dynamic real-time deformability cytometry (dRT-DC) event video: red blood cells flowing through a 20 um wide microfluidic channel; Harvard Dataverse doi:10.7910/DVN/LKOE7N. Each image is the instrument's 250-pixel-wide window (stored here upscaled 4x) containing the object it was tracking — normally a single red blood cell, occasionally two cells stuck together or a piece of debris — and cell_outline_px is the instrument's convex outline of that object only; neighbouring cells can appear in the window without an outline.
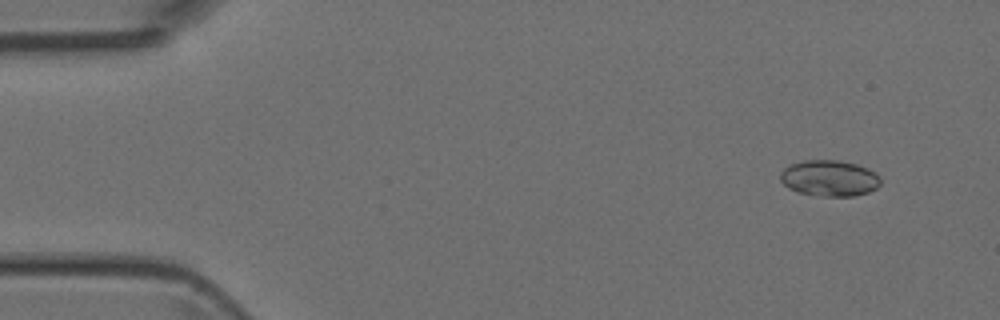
{"species": "Egyptian fruit bat (a non-hibernating species)", "species_latin": "Rousettus aegyptiacus", "temperature_condition": "room temperature", "stored_images_in_passage": 5, "camera_frame_rate_fps": 3000, "um_per_image_px": 0.085, "animal": {"sex": "female"}, "frame": {"image": 1, "passage_image": 2, "time_ms": 1.0, "image_size_px": [1000, 320], "cell_outline_px": [[880, 184], [876, 188], [868, 192], [852, 196], [820, 196], [796, 192], [788, 188], [780, 180], [780, 172], [784, 168], [792, 164], [804, 160], [836, 160], [856, 164], [868, 168], [880, 176]], "centroid_in_image_um": [70.48, 15.15], "position_along_channel_um": 14.5, "area_um2": 21.1}}